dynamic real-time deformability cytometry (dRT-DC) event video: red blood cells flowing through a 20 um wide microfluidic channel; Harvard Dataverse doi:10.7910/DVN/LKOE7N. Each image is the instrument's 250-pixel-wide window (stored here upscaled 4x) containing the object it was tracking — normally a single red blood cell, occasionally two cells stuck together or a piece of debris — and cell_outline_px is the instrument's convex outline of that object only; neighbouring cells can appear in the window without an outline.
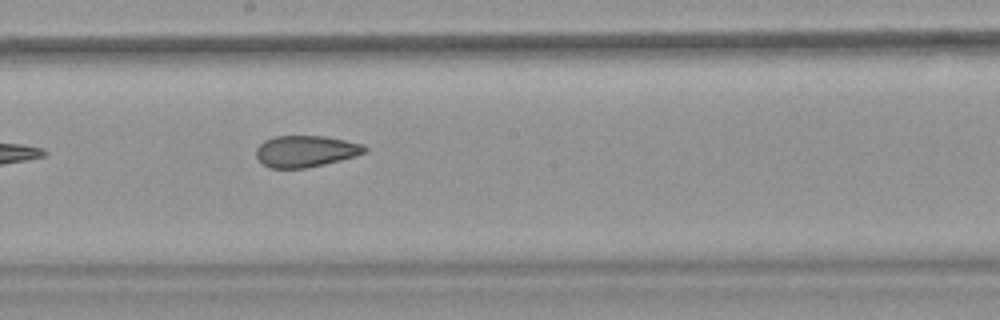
{"species": "common noctule bat (a hibernating species)", "species_latin": "Nyctalus noctula", "temperature_condition": "warm", "stored_images_in_passage": 9, "camera_frame_rate_fps": 3000, "um_per_image_px": 0.085, "animal": {"sex": "female", "body_mass_g": 18.4}, "frame": {"image": 1, "passage_image": 9, "time_ms": 11.0, "image_size_px": [1000, 320], "cell_outline_px": [[368, 148], [364, 152], [356, 156], [324, 164], [304, 168], [272, 168], [264, 164], [256, 156], [256, 148], [264, 140], [272, 136], [324, 136], [364, 144]], "centroid_in_image_um": [25.98, 12.84], "position_along_channel_um": 222.2, "area_um2": 19.83}}